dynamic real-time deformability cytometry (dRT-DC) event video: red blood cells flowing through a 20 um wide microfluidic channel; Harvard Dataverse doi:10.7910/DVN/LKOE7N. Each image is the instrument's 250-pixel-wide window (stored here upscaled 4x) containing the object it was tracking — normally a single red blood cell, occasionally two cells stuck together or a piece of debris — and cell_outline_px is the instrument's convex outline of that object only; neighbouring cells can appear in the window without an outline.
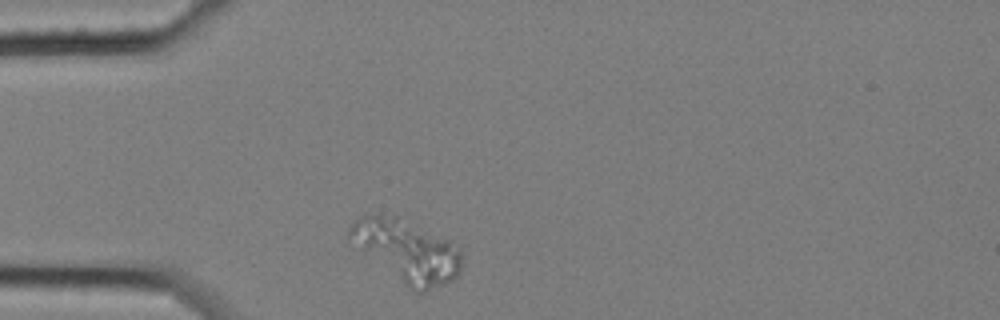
{"species": "common noctule bat (a hibernating species)", "species_latin": "Nyctalus noctula", "temperature_condition": "cold", "stored_images_in_passage": 38, "camera_frame_rate_fps": 3000, "um_per_image_px": 0.085, "animal": {"sex": "female", "body_mass_g": 25.1}, "frame": {"image": 1, "passage_image": 1, "time_ms": 0.0, "image_size_px": [1000, 320], "cell_outline_px": [[460, 272], [456, 280], [424, 292], [416, 292], [360, 248], [348, 236], [348, 228], [360, 216], [380, 212], [396, 216], [448, 240], [460, 248]], "centroid_in_image_um": [34.63, 21.3], "position_along_channel_um": 50.4, "area_um2": 39.48}}
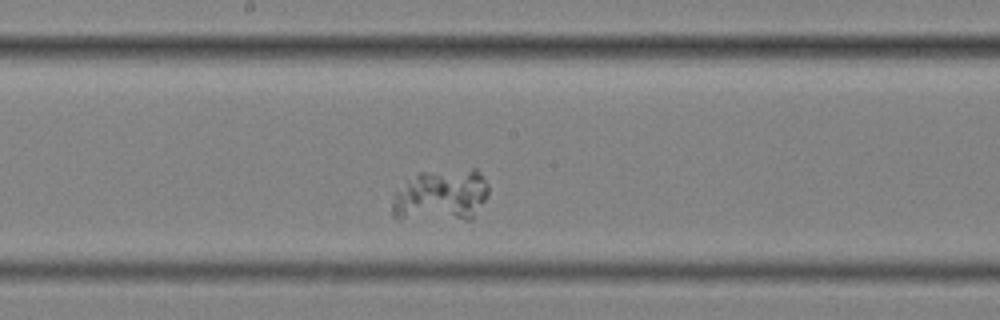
{"frame": {"image": 2, "passage_image": 17, "time_ms": 5.333, "image_size_px": [1000, 320], "cell_outline_px": [[488, 192], [484, 200], [472, 220], [396, 220], [392, 216], [392, 200], [396, 192], [404, 180], [420, 172], [472, 168], [476, 168], [480, 172], [488, 184]], "centroid_in_image_um": [37.45, 16.63], "position_along_channel_um": 210.8, "area_um2": 30.29}}
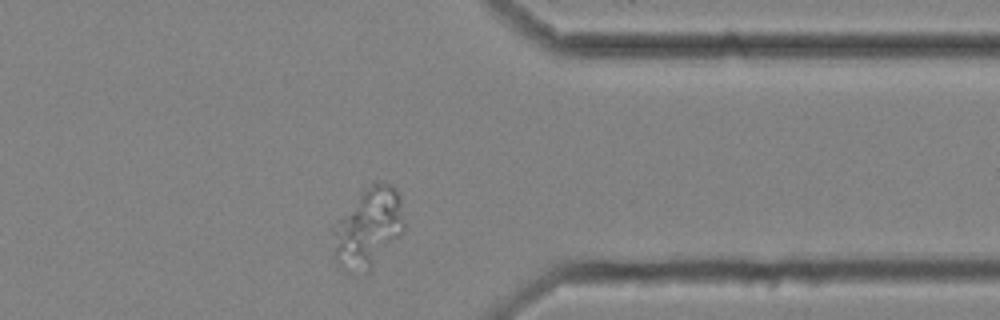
{"frame": {"image": 3, "passage_image": 33, "time_ms": 10.667, "image_size_px": [1000, 320], "cell_outline_px": [[404, 232], [372, 272], [344, 272], [332, 256], [332, 232], [336, 220], [364, 188], [372, 180], [376, 180], [392, 184], [400, 192], [404, 220]], "centroid_in_image_um": [31.3, 19.38], "position_along_channel_um": 380.1, "area_um2": 34.68}}